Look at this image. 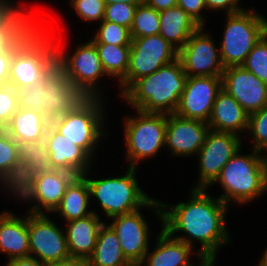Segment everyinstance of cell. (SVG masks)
I'll return each mask as SVG.
<instances>
[{
    "label": "cell",
    "mask_w": 267,
    "mask_h": 266,
    "mask_svg": "<svg viewBox=\"0 0 267 266\" xmlns=\"http://www.w3.org/2000/svg\"><path fill=\"white\" fill-rule=\"evenodd\" d=\"M206 189H192L191 199L162 210V228L170 235L184 232L187 236L174 238L192 246L193 241L202 245L198 255H217L218 248L228 243L230 236L225 229L227 206L219 198L211 197ZM193 239V241H192Z\"/></svg>",
    "instance_id": "obj_1"
},
{
    "label": "cell",
    "mask_w": 267,
    "mask_h": 266,
    "mask_svg": "<svg viewBox=\"0 0 267 266\" xmlns=\"http://www.w3.org/2000/svg\"><path fill=\"white\" fill-rule=\"evenodd\" d=\"M49 36L38 22L33 21L15 39L8 85L16 90L33 86L58 65V44L55 45L56 42Z\"/></svg>",
    "instance_id": "obj_2"
},
{
    "label": "cell",
    "mask_w": 267,
    "mask_h": 266,
    "mask_svg": "<svg viewBox=\"0 0 267 266\" xmlns=\"http://www.w3.org/2000/svg\"><path fill=\"white\" fill-rule=\"evenodd\" d=\"M187 75L179 59L136 80L123 94L135 110L147 113H175Z\"/></svg>",
    "instance_id": "obj_3"
},
{
    "label": "cell",
    "mask_w": 267,
    "mask_h": 266,
    "mask_svg": "<svg viewBox=\"0 0 267 266\" xmlns=\"http://www.w3.org/2000/svg\"><path fill=\"white\" fill-rule=\"evenodd\" d=\"M136 168L129 167L122 177L92 180L86 177L90 196L95 197L107 218L128 214L142 207H153L155 213L163 220L162 210L168 205L151 199L138 186ZM162 208V209H161Z\"/></svg>",
    "instance_id": "obj_4"
},
{
    "label": "cell",
    "mask_w": 267,
    "mask_h": 266,
    "mask_svg": "<svg viewBox=\"0 0 267 266\" xmlns=\"http://www.w3.org/2000/svg\"><path fill=\"white\" fill-rule=\"evenodd\" d=\"M240 150L226 163L214 183H220L225 193L218 197L229 205L230 200L246 203L267 190V167L261 151L254 150L252 154L240 155Z\"/></svg>",
    "instance_id": "obj_5"
},
{
    "label": "cell",
    "mask_w": 267,
    "mask_h": 266,
    "mask_svg": "<svg viewBox=\"0 0 267 266\" xmlns=\"http://www.w3.org/2000/svg\"><path fill=\"white\" fill-rule=\"evenodd\" d=\"M220 56L224 68L242 66L257 42L267 33V20L254 10L227 14Z\"/></svg>",
    "instance_id": "obj_6"
},
{
    "label": "cell",
    "mask_w": 267,
    "mask_h": 266,
    "mask_svg": "<svg viewBox=\"0 0 267 266\" xmlns=\"http://www.w3.org/2000/svg\"><path fill=\"white\" fill-rule=\"evenodd\" d=\"M99 100L100 97H86L74 109L50 122L58 133L82 147L91 157L99 139L105 136L102 133L104 110Z\"/></svg>",
    "instance_id": "obj_7"
},
{
    "label": "cell",
    "mask_w": 267,
    "mask_h": 266,
    "mask_svg": "<svg viewBox=\"0 0 267 266\" xmlns=\"http://www.w3.org/2000/svg\"><path fill=\"white\" fill-rule=\"evenodd\" d=\"M138 116L125 118L124 138L129 167L145 157H152L165 146L167 114L136 110Z\"/></svg>",
    "instance_id": "obj_8"
},
{
    "label": "cell",
    "mask_w": 267,
    "mask_h": 266,
    "mask_svg": "<svg viewBox=\"0 0 267 266\" xmlns=\"http://www.w3.org/2000/svg\"><path fill=\"white\" fill-rule=\"evenodd\" d=\"M178 59V51L160 34L132 38L126 76L119 82L121 95L138 79Z\"/></svg>",
    "instance_id": "obj_9"
},
{
    "label": "cell",
    "mask_w": 267,
    "mask_h": 266,
    "mask_svg": "<svg viewBox=\"0 0 267 266\" xmlns=\"http://www.w3.org/2000/svg\"><path fill=\"white\" fill-rule=\"evenodd\" d=\"M61 49L56 46L58 65L68 80L85 97H101L96 82L98 78L106 76V73L102 68L95 44L90 40L78 46L71 57Z\"/></svg>",
    "instance_id": "obj_10"
},
{
    "label": "cell",
    "mask_w": 267,
    "mask_h": 266,
    "mask_svg": "<svg viewBox=\"0 0 267 266\" xmlns=\"http://www.w3.org/2000/svg\"><path fill=\"white\" fill-rule=\"evenodd\" d=\"M233 133L212 131L200 148L199 182L193 189H206L214 184L226 163L241 149V138Z\"/></svg>",
    "instance_id": "obj_11"
},
{
    "label": "cell",
    "mask_w": 267,
    "mask_h": 266,
    "mask_svg": "<svg viewBox=\"0 0 267 266\" xmlns=\"http://www.w3.org/2000/svg\"><path fill=\"white\" fill-rule=\"evenodd\" d=\"M204 27L195 31L178 51V59L188 77L192 76H222L224 66L220 50L215 47L214 41L204 34Z\"/></svg>",
    "instance_id": "obj_12"
},
{
    "label": "cell",
    "mask_w": 267,
    "mask_h": 266,
    "mask_svg": "<svg viewBox=\"0 0 267 266\" xmlns=\"http://www.w3.org/2000/svg\"><path fill=\"white\" fill-rule=\"evenodd\" d=\"M28 233L30 256L41 263H55L70 257L66 235L47 215H28Z\"/></svg>",
    "instance_id": "obj_13"
},
{
    "label": "cell",
    "mask_w": 267,
    "mask_h": 266,
    "mask_svg": "<svg viewBox=\"0 0 267 266\" xmlns=\"http://www.w3.org/2000/svg\"><path fill=\"white\" fill-rule=\"evenodd\" d=\"M221 90L222 76H187L175 114L207 123L217 94Z\"/></svg>",
    "instance_id": "obj_14"
},
{
    "label": "cell",
    "mask_w": 267,
    "mask_h": 266,
    "mask_svg": "<svg viewBox=\"0 0 267 266\" xmlns=\"http://www.w3.org/2000/svg\"><path fill=\"white\" fill-rule=\"evenodd\" d=\"M222 89L250 115L267 105V84L243 66L225 68Z\"/></svg>",
    "instance_id": "obj_15"
},
{
    "label": "cell",
    "mask_w": 267,
    "mask_h": 266,
    "mask_svg": "<svg viewBox=\"0 0 267 266\" xmlns=\"http://www.w3.org/2000/svg\"><path fill=\"white\" fill-rule=\"evenodd\" d=\"M139 210L114 216L109 225L119 239L124 256L133 266L142 263L149 248V226Z\"/></svg>",
    "instance_id": "obj_16"
},
{
    "label": "cell",
    "mask_w": 267,
    "mask_h": 266,
    "mask_svg": "<svg viewBox=\"0 0 267 266\" xmlns=\"http://www.w3.org/2000/svg\"><path fill=\"white\" fill-rule=\"evenodd\" d=\"M43 87V116L50 122L71 111L86 98L68 80L59 65L44 78Z\"/></svg>",
    "instance_id": "obj_17"
},
{
    "label": "cell",
    "mask_w": 267,
    "mask_h": 266,
    "mask_svg": "<svg viewBox=\"0 0 267 266\" xmlns=\"http://www.w3.org/2000/svg\"><path fill=\"white\" fill-rule=\"evenodd\" d=\"M210 130L204 121L167 114L165 146L173 155L185 157L197 154Z\"/></svg>",
    "instance_id": "obj_18"
},
{
    "label": "cell",
    "mask_w": 267,
    "mask_h": 266,
    "mask_svg": "<svg viewBox=\"0 0 267 266\" xmlns=\"http://www.w3.org/2000/svg\"><path fill=\"white\" fill-rule=\"evenodd\" d=\"M44 138L54 169L70 171L76 176L88 173L92 157L82 147L58 133L51 125Z\"/></svg>",
    "instance_id": "obj_19"
},
{
    "label": "cell",
    "mask_w": 267,
    "mask_h": 266,
    "mask_svg": "<svg viewBox=\"0 0 267 266\" xmlns=\"http://www.w3.org/2000/svg\"><path fill=\"white\" fill-rule=\"evenodd\" d=\"M75 177L74 173L60 169L37 175L35 180L37 204L31 208L28 215L54 212L60 205L67 186ZM45 210L47 212H44Z\"/></svg>",
    "instance_id": "obj_20"
},
{
    "label": "cell",
    "mask_w": 267,
    "mask_h": 266,
    "mask_svg": "<svg viewBox=\"0 0 267 266\" xmlns=\"http://www.w3.org/2000/svg\"><path fill=\"white\" fill-rule=\"evenodd\" d=\"M249 114L224 89L216 97L208 126L212 131L233 133L248 129Z\"/></svg>",
    "instance_id": "obj_21"
},
{
    "label": "cell",
    "mask_w": 267,
    "mask_h": 266,
    "mask_svg": "<svg viewBox=\"0 0 267 266\" xmlns=\"http://www.w3.org/2000/svg\"><path fill=\"white\" fill-rule=\"evenodd\" d=\"M65 233L70 257L88 259L96 245L99 229L104 222H100L99 215L94 212L91 215L68 221Z\"/></svg>",
    "instance_id": "obj_22"
},
{
    "label": "cell",
    "mask_w": 267,
    "mask_h": 266,
    "mask_svg": "<svg viewBox=\"0 0 267 266\" xmlns=\"http://www.w3.org/2000/svg\"><path fill=\"white\" fill-rule=\"evenodd\" d=\"M0 250L9 260L30 256L28 215L22 219L11 212L0 214Z\"/></svg>",
    "instance_id": "obj_23"
},
{
    "label": "cell",
    "mask_w": 267,
    "mask_h": 266,
    "mask_svg": "<svg viewBox=\"0 0 267 266\" xmlns=\"http://www.w3.org/2000/svg\"><path fill=\"white\" fill-rule=\"evenodd\" d=\"M192 247L185 242L174 238L162 228L156 243V248L151 253H146L142 263L145 266H188L191 264L189 256Z\"/></svg>",
    "instance_id": "obj_24"
},
{
    "label": "cell",
    "mask_w": 267,
    "mask_h": 266,
    "mask_svg": "<svg viewBox=\"0 0 267 266\" xmlns=\"http://www.w3.org/2000/svg\"><path fill=\"white\" fill-rule=\"evenodd\" d=\"M159 34L179 51L201 26L179 6L159 12Z\"/></svg>",
    "instance_id": "obj_25"
},
{
    "label": "cell",
    "mask_w": 267,
    "mask_h": 266,
    "mask_svg": "<svg viewBox=\"0 0 267 266\" xmlns=\"http://www.w3.org/2000/svg\"><path fill=\"white\" fill-rule=\"evenodd\" d=\"M49 125L50 121L40 112L18 108L4 129L17 143L33 142L45 137Z\"/></svg>",
    "instance_id": "obj_26"
},
{
    "label": "cell",
    "mask_w": 267,
    "mask_h": 266,
    "mask_svg": "<svg viewBox=\"0 0 267 266\" xmlns=\"http://www.w3.org/2000/svg\"><path fill=\"white\" fill-rule=\"evenodd\" d=\"M87 174L76 176L65 190L60 205L54 212H59L67 222L85 218L93 211H88L87 207L90 199V190L86 180Z\"/></svg>",
    "instance_id": "obj_27"
},
{
    "label": "cell",
    "mask_w": 267,
    "mask_h": 266,
    "mask_svg": "<svg viewBox=\"0 0 267 266\" xmlns=\"http://www.w3.org/2000/svg\"><path fill=\"white\" fill-rule=\"evenodd\" d=\"M87 260L89 266H133L124 256L114 230L105 223L99 229L95 249Z\"/></svg>",
    "instance_id": "obj_28"
},
{
    "label": "cell",
    "mask_w": 267,
    "mask_h": 266,
    "mask_svg": "<svg viewBox=\"0 0 267 266\" xmlns=\"http://www.w3.org/2000/svg\"><path fill=\"white\" fill-rule=\"evenodd\" d=\"M94 44L106 75L121 81L128 71L130 45Z\"/></svg>",
    "instance_id": "obj_29"
},
{
    "label": "cell",
    "mask_w": 267,
    "mask_h": 266,
    "mask_svg": "<svg viewBox=\"0 0 267 266\" xmlns=\"http://www.w3.org/2000/svg\"><path fill=\"white\" fill-rule=\"evenodd\" d=\"M29 17L13 3L0 17V54L33 22Z\"/></svg>",
    "instance_id": "obj_30"
},
{
    "label": "cell",
    "mask_w": 267,
    "mask_h": 266,
    "mask_svg": "<svg viewBox=\"0 0 267 266\" xmlns=\"http://www.w3.org/2000/svg\"><path fill=\"white\" fill-rule=\"evenodd\" d=\"M18 159L31 163L32 171L36 174H43L52 171L54 168L50 163V154L43 138L33 142H18Z\"/></svg>",
    "instance_id": "obj_31"
},
{
    "label": "cell",
    "mask_w": 267,
    "mask_h": 266,
    "mask_svg": "<svg viewBox=\"0 0 267 266\" xmlns=\"http://www.w3.org/2000/svg\"><path fill=\"white\" fill-rule=\"evenodd\" d=\"M159 12L144 1L135 10L133 23L130 28L131 38H141L159 34Z\"/></svg>",
    "instance_id": "obj_32"
},
{
    "label": "cell",
    "mask_w": 267,
    "mask_h": 266,
    "mask_svg": "<svg viewBox=\"0 0 267 266\" xmlns=\"http://www.w3.org/2000/svg\"><path fill=\"white\" fill-rule=\"evenodd\" d=\"M101 26L95 34V39L91 41L93 43H105L113 45H131L132 38L130 35V29L116 23H112L106 20L101 21Z\"/></svg>",
    "instance_id": "obj_33"
},
{
    "label": "cell",
    "mask_w": 267,
    "mask_h": 266,
    "mask_svg": "<svg viewBox=\"0 0 267 266\" xmlns=\"http://www.w3.org/2000/svg\"><path fill=\"white\" fill-rule=\"evenodd\" d=\"M242 66L267 84V33L253 47Z\"/></svg>",
    "instance_id": "obj_34"
},
{
    "label": "cell",
    "mask_w": 267,
    "mask_h": 266,
    "mask_svg": "<svg viewBox=\"0 0 267 266\" xmlns=\"http://www.w3.org/2000/svg\"><path fill=\"white\" fill-rule=\"evenodd\" d=\"M247 130L252 134L253 149L261 151L267 144V105L249 115Z\"/></svg>",
    "instance_id": "obj_35"
},
{
    "label": "cell",
    "mask_w": 267,
    "mask_h": 266,
    "mask_svg": "<svg viewBox=\"0 0 267 266\" xmlns=\"http://www.w3.org/2000/svg\"><path fill=\"white\" fill-rule=\"evenodd\" d=\"M43 86L44 79L33 86L17 90L18 108L34 110L43 115Z\"/></svg>",
    "instance_id": "obj_36"
},
{
    "label": "cell",
    "mask_w": 267,
    "mask_h": 266,
    "mask_svg": "<svg viewBox=\"0 0 267 266\" xmlns=\"http://www.w3.org/2000/svg\"><path fill=\"white\" fill-rule=\"evenodd\" d=\"M17 110V90L10 85H0V126L5 128Z\"/></svg>",
    "instance_id": "obj_37"
},
{
    "label": "cell",
    "mask_w": 267,
    "mask_h": 266,
    "mask_svg": "<svg viewBox=\"0 0 267 266\" xmlns=\"http://www.w3.org/2000/svg\"><path fill=\"white\" fill-rule=\"evenodd\" d=\"M138 5L115 2L106 5L104 20L131 28Z\"/></svg>",
    "instance_id": "obj_38"
},
{
    "label": "cell",
    "mask_w": 267,
    "mask_h": 266,
    "mask_svg": "<svg viewBox=\"0 0 267 266\" xmlns=\"http://www.w3.org/2000/svg\"><path fill=\"white\" fill-rule=\"evenodd\" d=\"M71 5L77 14L86 21H102L106 4L103 0H72Z\"/></svg>",
    "instance_id": "obj_39"
},
{
    "label": "cell",
    "mask_w": 267,
    "mask_h": 266,
    "mask_svg": "<svg viewBox=\"0 0 267 266\" xmlns=\"http://www.w3.org/2000/svg\"><path fill=\"white\" fill-rule=\"evenodd\" d=\"M18 159L17 142L3 129L0 132V176Z\"/></svg>",
    "instance_id": "obj_40"
},
{
    "label": "cell",
    "mask_w": 267,
    "mask_h": 266,
    "mask_svg": "<svg viewBox=\"0 0 267 266\" xmlns=\"http://www.w3.org/2000/svg\"><path fill=\"white\" fill-rule=\"evenodd\" d=\"M36 174L32 171L31 163L17 159L9 170H6L0 176L1 181H16L22 180L24 183H35Z\"/></svg>",
    "instance_id": "obj_41"
},
{
    "label": "cell",
    "mask_w": 267,
    "mask_h": 266,
    "mask_svg": "<svg viewBox=\"0 0 267 266\" xmlns=\"http://www.w3.org/2000/svg\"><path fill=\"white\" fill-rule=\"evenodd\" d=\"M2 184L5 188L8 187L11 193L13 192L14 195L16 194L17 198H21V200H32L33 202L37 201L35 183H24L20 180V182L2 181Z\"/></svg>",
    "instance_id": "obj_42"
},
{
    "label": "cell",
    "mask_w": 267,
    "mask_h": 266,
    "mask_svg": "<svg viewBox=\"0 0 267 266\" xmlns=\"http://www.w3.org/2000/svg\"><path fill=\"white\" fill-rule=\"evenodd\" d=\"M177 6L182 8L189 16H191L201 27H204V16L201 11L206 7L205 0H177Z\"/></svg>",
    "instance_id": "obj_43"
},
{
    "label": "cell",
    "mask_w": 267,
    "mask_h": 266,
    "mask_svg": "<svg viewBox=\"0 0 267 266\" xmlns=\"http://www.w3.org/2000/svg\"><path fill=\"white\" fill-rule=\"evenodd\" d=\"M15 51V40L0 54V85H8L10 63Z\"/></svg>",
    "instance_id": "obj_44"
},
{
    "label": "cell",
    "mask_w": 267,
    "mask_h": 266,
    "mask_svg": "<svg viewBox=\"0 0 267 266\" xmlns=\"http://www.w3.org/2000/svg\"><path fill=\"white\" fill-rule=\"evenodd\" d=\"M239 0H205V5L208 10L223 9L227 11V14H235L243 11L241 7H238Z\"/></svg>",
    "instance_id": "obj_45"
},
{
    "label": "cell",
    "mask_w": 267,
    "mask_h": 266,
    "mask_svg": "<svg viewBox=\"0 0 267 266\" xmlns=\"http://www.w3.org/2000/svg\"><path fill=\"white\" fill-rule=\"evenodd\" d=\"M6 265L7 266H46V264L41 263L35 257H32V256L10 259Z\"/></svg>",
    "instance_id": "obj_46"
},
{
    "label": "cell",
    "mask_w": 267,
    "mask_h": 266,
    "mask_svg": "<svg viewBox=\"0 0 267 266\" xmlns=\"http://www.w3.org/2000/svg\"><path fill=\"white\" fill-rule=\"evenodd\" d=\"M46 266H89L88 260L80 257H68L59 262L48 263Z\"/></svg>",
    "instance_id": "obj_47"
},
{
    "label": "cell",
    "mask_w": 267,
    "mask_h": 266,
    "mask_svg": "<svg viewBox=\"0 0 267 266\" xmlns=\"http://www.w3.org/2000/svg\"><path fill=\"white\" fill-rule=\"evenodd\" d=\"M143 1L158 12L177 6V0H143Z\"/></svg>",
    "instance_id": "obj_48"
},
{
    "label": "cell",
    "mask_w": 267,
    "mask_h": 266,
    "mask_svg": "<svg viewBox=\"0 0 267 266\" xmlns=\"http://www.w3.org/2000/svg\"><path fill=\"white\" fill-rule=\"evenodd\" d=\"M200 257V264L198 266H214L216 256L215 255H198ZM188 266H193L192 264Z\"/></svg>",
    "instance_id": "obj_49"
},
{
    "label": "cell",
    "mask_w": 267,
    "mask_h": 266,
    "mask_svg": "<svg viewBox=\"0 0 267 266\" xmlns=\"http://www.w3.org/2000/svg\"><path fill=\"white\" fill-rule=\"evenodd\" d=\"M103 1L105 2L106 5H109L115 2L139 5L143 2V0H103Z\"/></svg>",
    "instance_id": "obj_50"
},
{
    "label": "cell",
    "mask_w": 267,
    "mask_h": 266,
    "mask_svg": "<svg viewBox=\"0 0 267 266\" xmlns=\"http://www.w3.org/2000/svg\"><path fill=\"white\" fill-rule=\"evenodd\" d=\"M11 3L7 0H0V17L11 7Z\"/></svg>",
    "instance_id": "obj_51"
},
{
    "label": "cell",
    "mask_w": 267,
    "mask_h": 266,
    "mask_svg": "<svg viewBox=\"0 0 267 266\" xmlns=\"http://www.w3.org/2000/svg\"><path fill=\"white\" fill-rule=\"evenodd\" d=\"M259 266H267V249L265 250L263 257L261 258L259 262Z\"/></svg>",
    "instance_id": "obj_52"
},
{
    "label": "cell",
    "mask_w": 267,
    "mask_h": 266,
    "mask_svg": "<svg viewBox=\"0 0 267 266\" xmlns=\"http://www.w3.org/2000/svg\"><path fill=\"white\" fill-rule=\"evenodd\" d=\"M263 150H265L267 152V144L261 149V151H263ZM261 158H262L265 166L267 167V157L265 155L264 156L261 155Z\"/></svg>",
    "instance_id": "obj_53"
}]
</instances>
